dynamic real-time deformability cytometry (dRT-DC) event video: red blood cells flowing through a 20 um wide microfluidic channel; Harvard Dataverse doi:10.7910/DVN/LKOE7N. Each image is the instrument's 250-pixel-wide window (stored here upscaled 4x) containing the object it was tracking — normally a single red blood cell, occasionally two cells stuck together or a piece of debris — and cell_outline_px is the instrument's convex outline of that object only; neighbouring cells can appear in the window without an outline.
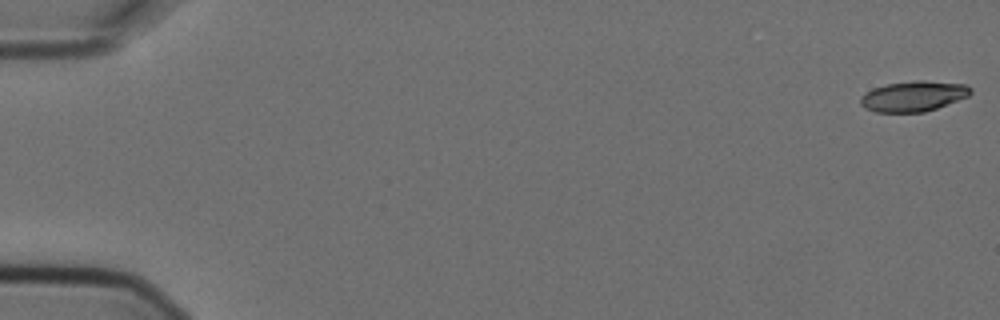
{"species": "Egyptian fruit bat (a non-hibernating species)", "species_latin": "Rousettus aegyptiacus", "temperature_condition": "cold", "stored_images_in_passage": 7, "camera_frame_rate_fps": 3000, "um_per_image_px": 0.085, "animal": {"sex": "female"}, "frame": {"image": 1, "passage_image": 1, "time_ms": 0.0, "image_size_px": [1000, 320], "cell_outline_px": [[972, 92], [968, 96], [936, 108], [924, 112], [876, 112], [864, 108], [860, 104], [860, 96], [872, 88], [888, 84], [916, 80], [924, 80], [968, 84], [972, 88]], "centroid_in_image_um": [77.64, 8.17], "position_along_channel_um": 7.4, "area_um2": 19.59}}
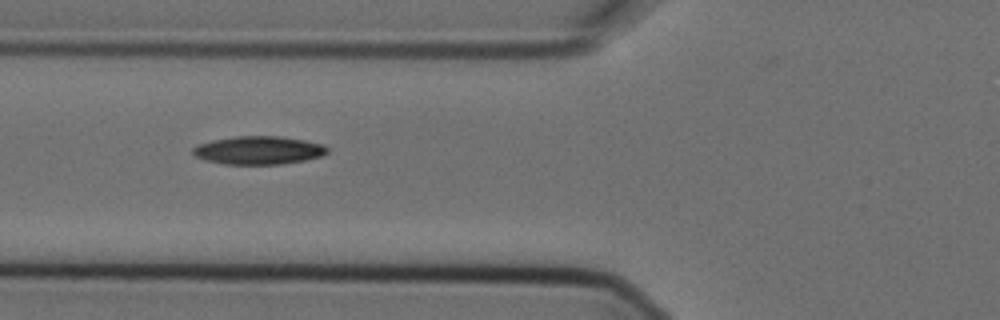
{"frame": {"image": 2, "passage_image": 6, "time_ms": 1.667, "image_size_px": [1000, 320], "cell_outline_px": [[328, 152], [320, 156], [304, 160], [280, 164], [224, 164], [208, 160], [196, 156], [192, 152], [192, 148], [200, 144], [212, 140], [236, 136], [280, 136], [304, 140], [324, 144], [328, 148]], "centroid_in_image_um": [22.0, 12.76], "position_along_channel_um": 103.8, "area_um2": 21.91}}
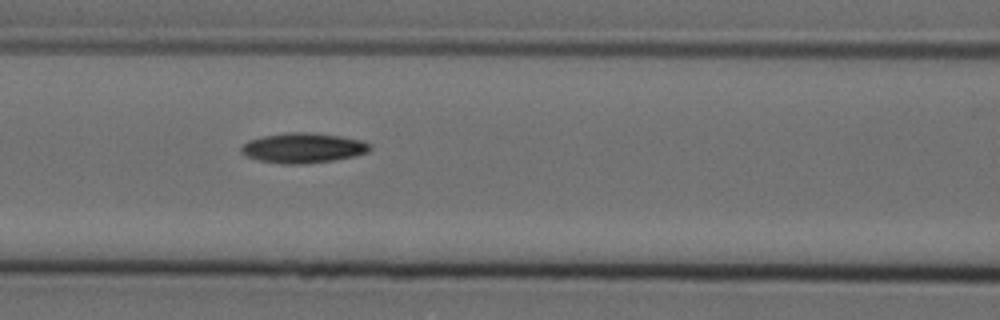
{"frame": {"image": 3, "passage_image": 7, "time_ms": 2.0, "image_size_px": [1000, 320], "cell_outline_px": [[372, 148], [368, 152], [356, 156], [332, 160], [300, 164], [284, 164], [260, 160], [248, 156], [240, 152], [240, 148], [248, 140], [264, 136], [288, 132], [312, 132], [340, 136], [360, 140], [372, 144]], "centroid_in_image_um": [25.79, 12.56], "position_along_channel_um": 140.8, "area_um2": 22.43}}